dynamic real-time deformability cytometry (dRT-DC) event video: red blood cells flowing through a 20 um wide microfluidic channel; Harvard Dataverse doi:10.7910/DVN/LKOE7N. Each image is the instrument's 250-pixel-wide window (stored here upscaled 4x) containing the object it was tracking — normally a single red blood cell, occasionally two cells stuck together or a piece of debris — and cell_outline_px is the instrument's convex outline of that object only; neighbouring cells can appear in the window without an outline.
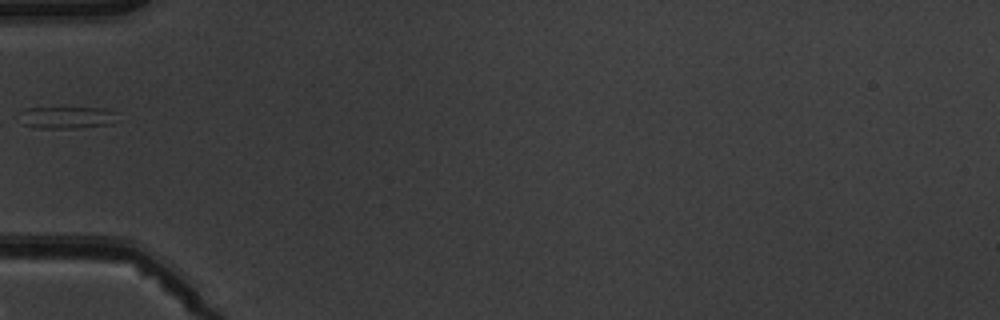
{"species": "common noctule bat (a hibernating species)", "species_latin": "Nyctalus noctula", "temperature_condition": "warm", "stored_images_in_passage": 5, "camera_frame_rate_fps": 3000, "um_per_image_px": 0.085, "animal": {"sex": "male", "body_mass_g": 19.5, "forearm_length_mm": 54.6}, "frame": {"image": 1, "passage_image": 4, "time_ms": 3.667, "image_size_px": [1000, 320], "cell_outline_px": [[112, 124], [76, 128], [36, 128], [20, 124], [20, 112], [24, 108], [104, 108], [112, 112]], "centroid_in_image_um": [5.54, 10.0], "position_along_channel_um": 79.5, "area_um2": 12.37}}
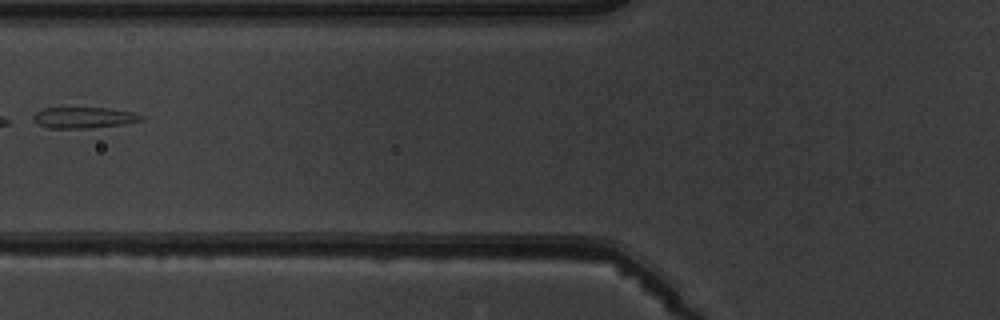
{"frame": {"image": 2, "passage_image": 5, "time_ms": 4.667, "image_size_px": [1000, 320], "cell_outline_px": [[144, 120], [124, 124], [88, 128], [48, 128], [40, 124], [32, 116], [36, 112], [44, 108], [108, 108], [132, 112], [144, 116]], "centroid_in_image_um": [7.17, 10.0], "position_along_channel_um": 118.6, "area_um2": 13.06}}